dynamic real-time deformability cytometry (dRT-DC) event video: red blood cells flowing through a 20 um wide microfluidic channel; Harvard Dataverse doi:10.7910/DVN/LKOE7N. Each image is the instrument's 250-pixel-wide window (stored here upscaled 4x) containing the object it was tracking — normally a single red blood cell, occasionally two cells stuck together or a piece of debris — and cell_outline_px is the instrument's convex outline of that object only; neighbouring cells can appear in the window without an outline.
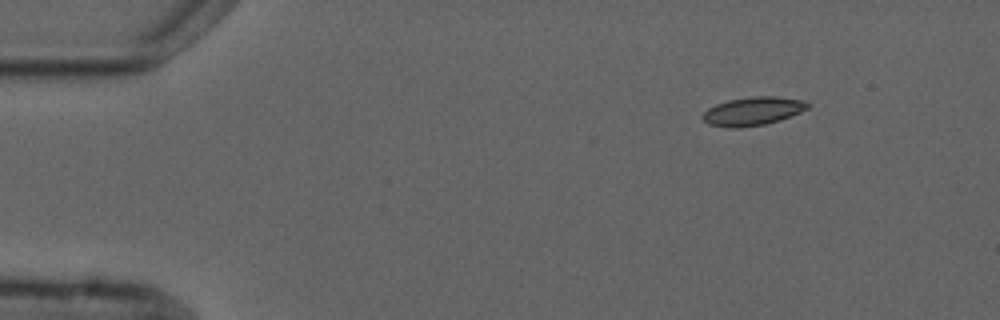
{"species": "common noctule bat (a hibernating species)", "species_latin": "Nyctalus noctula", "temperature_condition": "cold", "stored_images_in_passage": 6, "camera_frame_rate_fps": 3000, "um_per_image_px": 0.085, "animal": {"sex": "male", "forearm_length_mm": 52.5}, "frame": {"image": 1, "passage_image": 1, "time_ms": 0.0, "image_size_px": [1000, 320], "cell_outline_px": [[808, 108], [800, 112], [780, 120], [764, 124], [736, 128], [732, 128], [708, 124], [700, 116], [708, 108], [716, 104], [728, 100], [752, 96], [776, 96], [804, 100], [808, 104]], "centroid_in_image_um": [63.97, 9.44], "position_along_channel_um": 21.0, "area_um2": 17.34}}
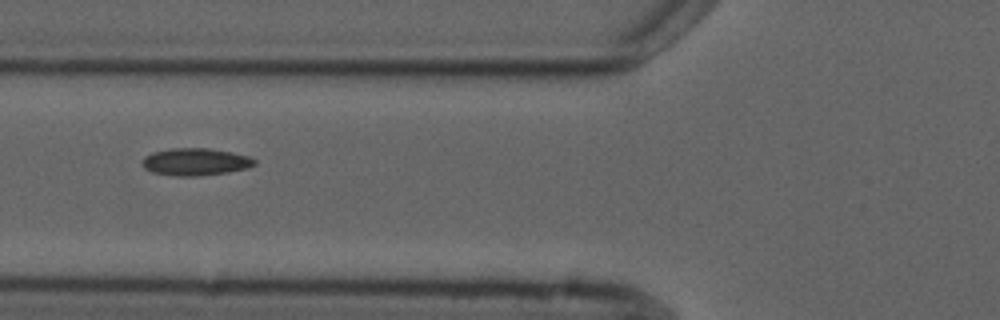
{"frame": {"image": 2, "passage_image": 4, "time_ms": 4.667, "image_size_px": [1000, 320], "cell_outline_px": [[256, 164], [248, 168], [228, 172], [196, 176], [176, 176], [152, 172], [144, 168], [144, 156], [152, 152], [172, 148], [208, 148], [232, 152], [248, 156], [256, 160]], "centroid_in_image_um": [16.63, 13.75], "position_along_channel_um": 109.2, "area_um2": 17.8}}
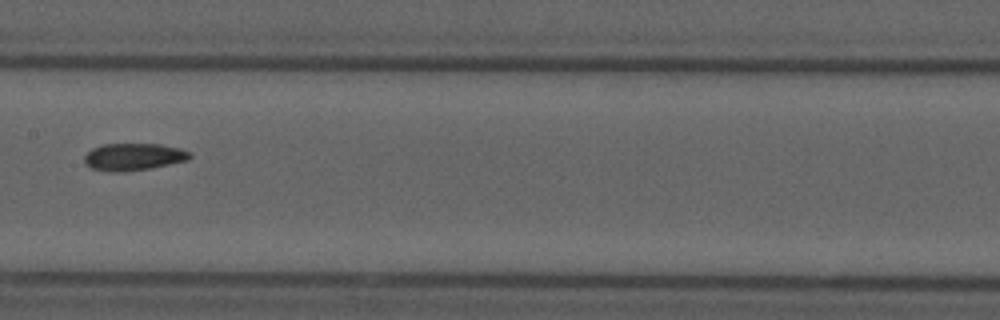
{"frame": {"image": 3, "passage_image": 6, "time_ms": 7.0, "image_size_px": [1000, 320], "cell_outline_px": [[192, 156], [188, 160], [152, 168], [124, 172], [112, 172], [92, 168], [84, 164], [84, 156], [92, 148], [104, 144], [160, 144], [180, 148], [188, 152]], "centroid_in_image_um": [11.34, 13.33], "position_along_channel_um": 196.1, "area_um2": 16.76}}